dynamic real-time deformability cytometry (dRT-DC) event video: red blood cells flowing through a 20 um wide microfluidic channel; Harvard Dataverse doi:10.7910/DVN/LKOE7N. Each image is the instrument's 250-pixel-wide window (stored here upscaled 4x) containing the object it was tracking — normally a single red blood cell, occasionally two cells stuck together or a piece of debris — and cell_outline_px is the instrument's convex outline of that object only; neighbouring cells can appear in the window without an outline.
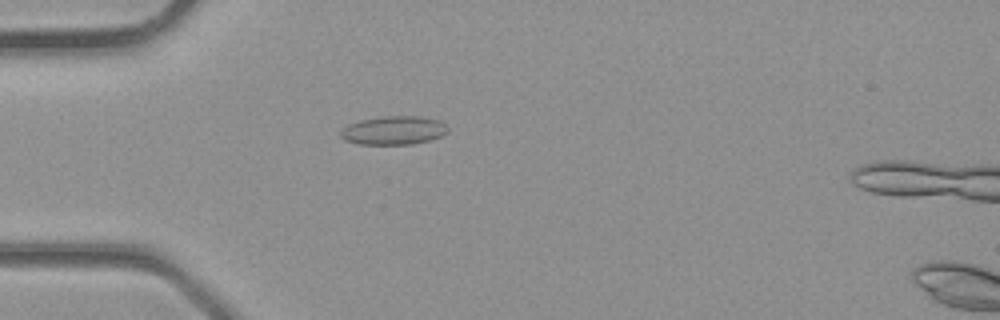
{"species": "common noctule bat (a hibernating species)", "species_latin": "Nyctalus noctula", "temperature_condition": "room temperature", "stored_images_in_passage": 3, "camera_frame_rate_fps": 3000, "um_per_image_px": 0.085, "animal": {"sex": "male", "body_mass_g": 23.1, "forearm_length_mm": 52.7}, "frame": {"image": 1, "passage_image": 2, "time_ms": 0.333, "image_size_px": [1000, 320], "cell_outline_px": [[448, 132], [432, 140], [412, 144], [360, 144], [344, 140], [340, 136], [340, 132], [348, 124], [360, 120], [384, 116], [420, 116], [440, 120], [448, 128]], "centroid_in_image_um": [33.48, 11.08], "position_along_channel_um": 51.5, "area_um2": 17.92}}